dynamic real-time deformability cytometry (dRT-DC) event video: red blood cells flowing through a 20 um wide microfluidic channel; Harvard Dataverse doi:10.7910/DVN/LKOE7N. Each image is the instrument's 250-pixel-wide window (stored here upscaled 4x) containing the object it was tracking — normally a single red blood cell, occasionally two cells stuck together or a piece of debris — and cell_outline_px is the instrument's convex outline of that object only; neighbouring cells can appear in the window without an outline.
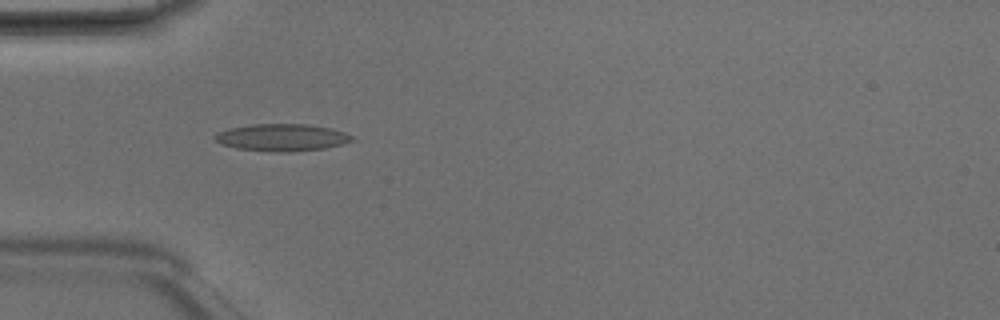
{"species": "Egyptian fruit bat (a non-hibernating species)", "species_latin": "Rousettus aegyptiacus", "temperature_condition": "room temperature", "stored_images_in_passage": 4, "camera_frame_rate_fps": 3000, "um_per_image_px": 0.085, "animal": {"sex": "male"}, "frame": {"image": 1, "passage_image": 3, "time_ms": 0.667, "image_size_px": [1000, 320], "cell_outline_px": [[352, 140], [340, 144], [324, 148], [292, 152], [276, 152], [236, 148], [220, 144], [212, 140], [212, 136], [216, 132], [228, 128], [252, 124], [308, 124], [332, 128], [344, 132], [352, 136]], "centroid_in_image_um": [23.87, 11.68], "position_along_channel_um": 61.1, "area_um2": 21.85}}